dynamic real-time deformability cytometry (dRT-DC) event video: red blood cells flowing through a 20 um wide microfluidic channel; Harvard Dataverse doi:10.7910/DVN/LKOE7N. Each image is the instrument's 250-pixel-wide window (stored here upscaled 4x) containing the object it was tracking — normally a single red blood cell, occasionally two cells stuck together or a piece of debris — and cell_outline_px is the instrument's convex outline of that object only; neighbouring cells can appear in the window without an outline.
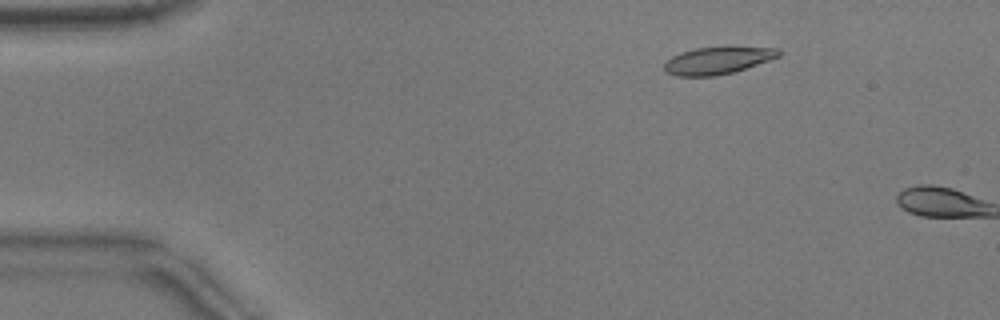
{"species": "common noctule bat (a hibernating species)", "species_latin": "Nyctalus noctula", "temperature_condition": "warm", "stored_images_in_passage": 9, "camera_frame_rate_fps": 3000, "um_per_image_px": 0.085, "animal": {"sex": "male", "body_mass_g": 17.9}, "frame": {"image": 1, "passage_image": 8, "time_ms": 2.333, "image_size_px": [1000, 320], "cell_outline_px": [[780, 56], [732, 72], [716, 76], [676, 76], [664, 72], [664, 64], [672, 56], [696, 48], [724, 44], [728, 44], [780, 48]], "centroid_in_image_um": [61.04, 5.08], "position_along_channel_um": 24.0, "area_um2": 18.79}}